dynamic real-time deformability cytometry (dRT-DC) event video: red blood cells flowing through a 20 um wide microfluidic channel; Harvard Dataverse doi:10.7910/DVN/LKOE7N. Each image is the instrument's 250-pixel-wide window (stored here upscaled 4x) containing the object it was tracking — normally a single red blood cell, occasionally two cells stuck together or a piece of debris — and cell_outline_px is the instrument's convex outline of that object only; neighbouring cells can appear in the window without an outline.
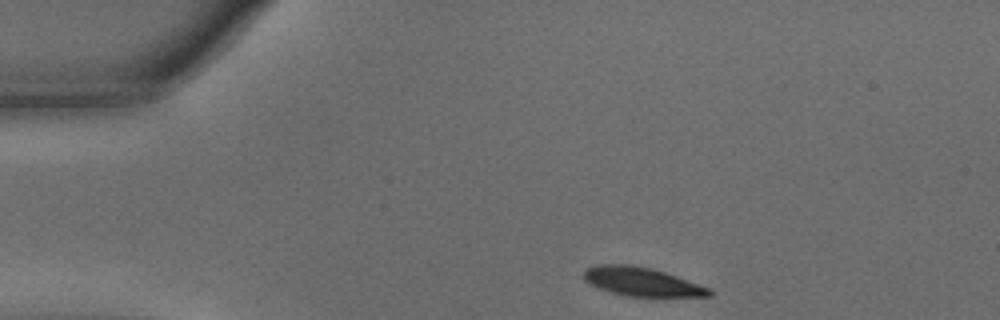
{"species": "common noctule bat (a hibernating species)", "species_latin": "Nyctalus noctula", "temperature_condition": "warm", "stored_images_in_passage": 37, "camera_frame_rate_fps": 3000, "um_per_image_px": 0.085, "animal": {"sex": "male", "body_mass_g": 15.6}, "frame": {"image": 1, "passage_image": 1, "time_ms": 0.0, "image_size_px": [1000, 320], "cell_outline_px": [[712, 296], [624, 296], [600, 288], [584, 280], [584, 268], [596, 264], [628, 264], [652, 268], [676, 276], [708, 288], [712, 292]], "centroid_in_image_um": [54.49, 23.93], "position_along_channel_um": 30.5, "area_um2": 20.69}}
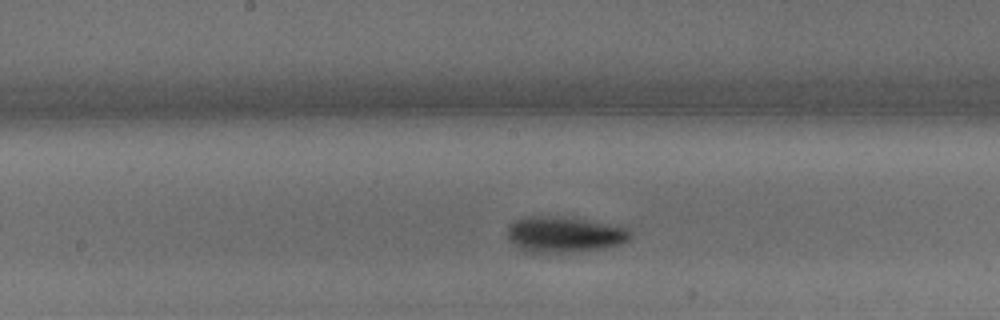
{"frame": {"image": 2, "passage_image": 20, "time_ms": 6.333, "image_size_px": [1000, 320], "cell_outline_px": [[632, 236], [628, 240], [620, 244], [608, 248], [564, 252], [524, 252], [508, 236], [508, 224], [516, 220], [528, 216], [572, 216], [628, 228], [632, 232]], "centroid_in_image_um": [48.02, 19.9], "position_along_channel_um": 200.2, "area_um2": 25.84}}
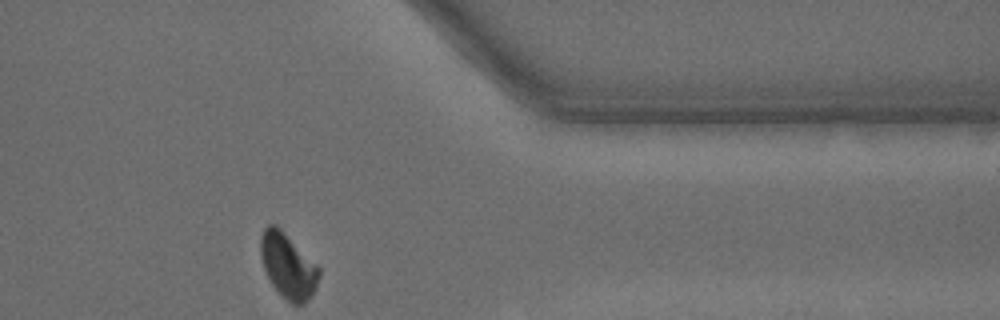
{"frame": {"image": 3, "passage_image": 37, "time_ms": 12.0, "image_size_px": [1000, 320], "cell_outline_px": [[320, 276], [316, 288], [312, 296], [304, 304], [292, 304], [280, 296], [272, 284], [264, 268], [260, 256], [260, 236], [264, 228], [268, 224], [276, 224], [320, 268]], "centroid_in_image_um": [24.47, 22.61], "position_along_channel_um": 386.9, "area_um2": 22.2}, "authors_computed_cell_mechanics": {"area_um2": 23.409, "velocity_mm_per_s": 3.5576, "shape_relaxation_time_tau1_ms": 2.877, "shape_relaxation_time_tau2_ms": 10.0044, "deformation_change_tau1": 0.1598, "deformation_change_tau2": 0.1096}}